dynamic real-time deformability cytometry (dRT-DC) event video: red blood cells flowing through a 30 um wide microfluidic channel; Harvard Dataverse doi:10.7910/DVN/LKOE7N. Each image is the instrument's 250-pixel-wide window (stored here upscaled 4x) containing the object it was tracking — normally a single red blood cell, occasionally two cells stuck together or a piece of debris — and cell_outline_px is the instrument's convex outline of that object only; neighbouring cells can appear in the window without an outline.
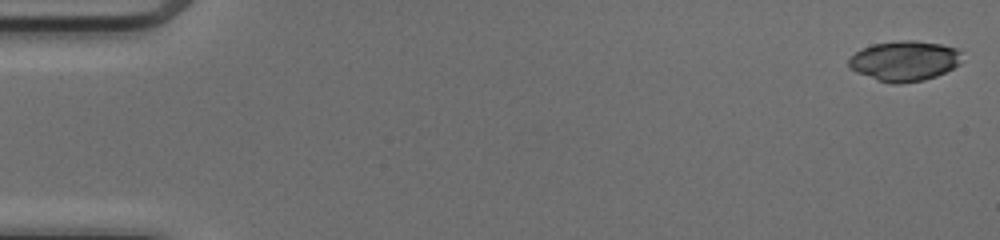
{"species": "common noctule bat (a hibernating species)", "species_latin": "Nyctalus noctula", "temperature_condition": "cold", "stored_images_in_passage": 50, "camera_frame_rate_fps": 3000, "um_per_image_px": 0.085, "animal": {"sex": "female", "body_mass_g": 17.0, "forearm_length_mm": 48.0}, "frame": {"image": 1, "passage_image": 1, "time_ms": 0.0, "image_size_px": [1000, 240], "cell_outline_px": [[960, 64], [936, 76], [924, 80], [900, 84], [892, 84], [876, 80], [856, 72], [848, 64], [848, 60], [856, 52], [872, 44], [900, 40], [916, 40], [940, 44], [956, 48], [960, 52]], "centroid_in_image_um": [76.87, 5.18], "position_along_channel_um": 8.1, "area_um2": 26.41}}
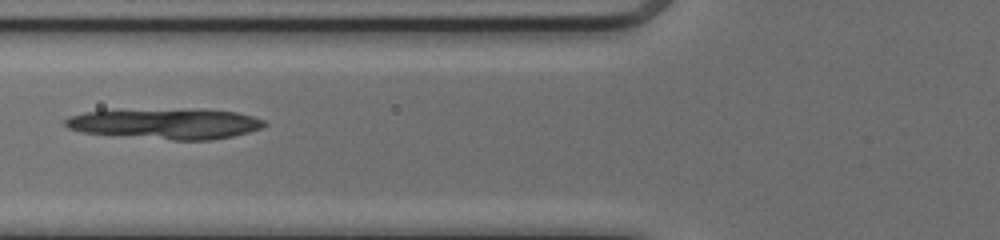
{"frame": {"image": 2, "passage_image": 20, "time_ms": 6.333, "image_size_px": [1000, 240], "cell_outline_px": [[268, 124], [260, 128], [248, 132], [232, 136], [212, 140], [172, 140], [80, 132], [68, 128], [64, 124], [64, 120], [68, 116], [88, 112], [236, 112], [252, 116], [264, 120]], "centroid_in_image_um": [14.09, 10.59], "position_along_channel_um": 111.7, "area_um2": 33.18}}
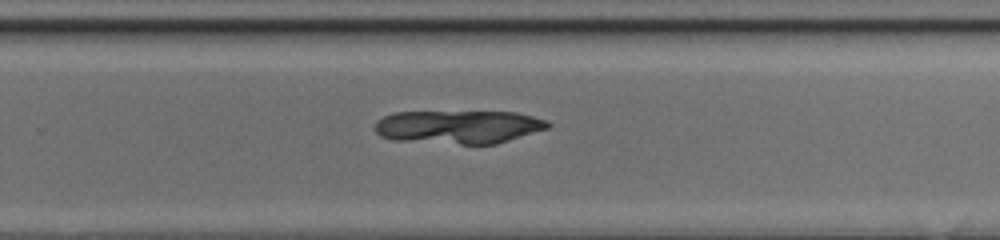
{"frame": {"image": 3, "passage_image": 33, "time_ms": 10.667, "image_size_px": [1000, 240], "cell_outline_px": [[552, 124], [548, 128], [496, 144], [460, 144], [392, 140], [380, 136], [376, 132], [376, 120], [392, 112], [516, 112], [548, 120]], "centroid_in_image_um": [38.97, 10.78], "position_along_channel_um": 290.8, "area_um2": 33.7}}